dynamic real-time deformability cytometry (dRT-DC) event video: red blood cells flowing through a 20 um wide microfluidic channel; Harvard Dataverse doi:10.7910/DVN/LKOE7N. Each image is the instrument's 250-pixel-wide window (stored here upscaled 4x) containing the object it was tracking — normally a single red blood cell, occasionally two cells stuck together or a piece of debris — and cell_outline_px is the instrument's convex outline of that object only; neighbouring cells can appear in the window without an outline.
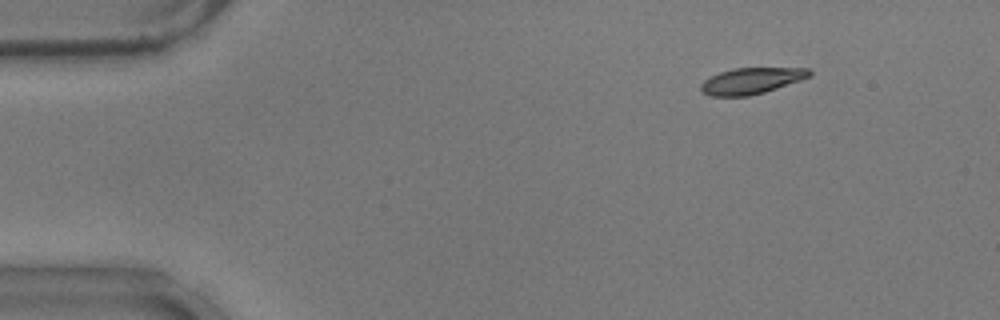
{"species": "common noctule bat (a hibernating species)", "species_latin": "Nyctalus noctula", "temperature_condition": "warm", "stored_images_in_passage": 54, "camera_frame_rate_fps": 3000, "um_per_image_px": 0.085, "animal": {"sex": "male", "body_mass_g": 17.9}, "frame": {"image": 1, "passage_image": 7, "time_ms": 2.0, "image_size_px": [1000, 320], "cell_outline_px": [[812, 72], [808, 76], [800, 80], [764, 92], [748, 96], [712, 96], [700, 92], [700, 84], [704, 80], [720, 72], [732, 68], [808, 68]], "centroid_in_image_um": [63.81, 6.87], "position_along_channel_um": 21.2, "area_um2": 16.42}}
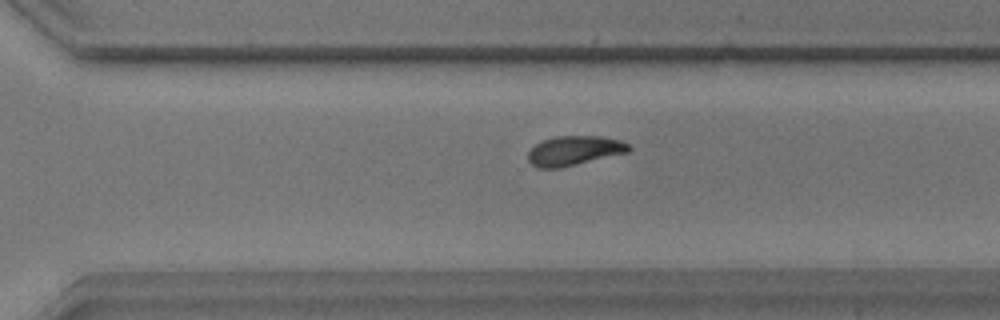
{"frame": {"image": 2, "passage_image": 38, "time_ms": 12.333, "image_size_px": [1000, 320], "cell_outline_px": [[632, 148], [628, 152], [560, 168], [536, 168], [528, 160], [528, 152], [536, 144], [544, 140], [556, 136], [600, 136], [620, 140], [628, 144]], "centroid_in_image_um": [48.8, 12.81], "position_along_channel_um": 321.8, "area_um2": 17.22}}
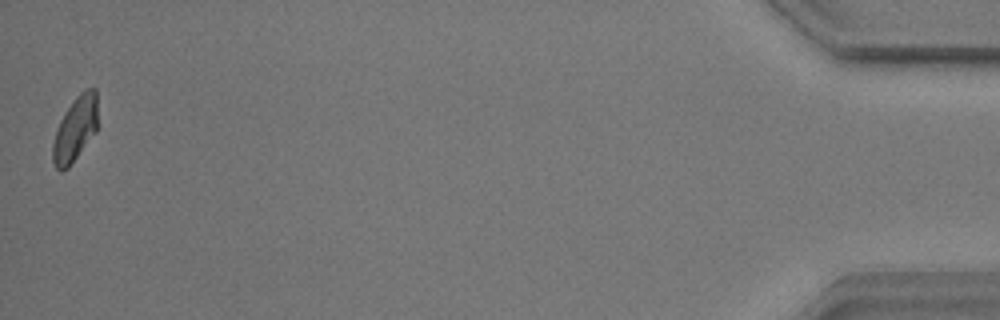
{"frame": {"image": 3, "passage_image": 54, "time_ms": 17.667, "image_size_px": [1000, 320], "cell_outline_px": [[96, 132], [68, 168], [60, 172], [56, 168], [52, 160], [52, 144], [60, 120], [64, 112], [76, 96], [84, 88], [96, 88]], "centroid_in_image_um": [6.37, 10.97], "position_along_channel_um": 428.8, "area_um2": 16.88}, "authors_computed_cell_mechanics": {"area_um2": 17.3689, "velocity_mm_per_s": 3.7225, "shape_relaxation_time_tau1_ms": 2.3896, "shape_relaxation_time_tau2_ms": 4.3487, "deformation_change_tau1": 0.1159, "deformation_change_tau2": 0.0917}}